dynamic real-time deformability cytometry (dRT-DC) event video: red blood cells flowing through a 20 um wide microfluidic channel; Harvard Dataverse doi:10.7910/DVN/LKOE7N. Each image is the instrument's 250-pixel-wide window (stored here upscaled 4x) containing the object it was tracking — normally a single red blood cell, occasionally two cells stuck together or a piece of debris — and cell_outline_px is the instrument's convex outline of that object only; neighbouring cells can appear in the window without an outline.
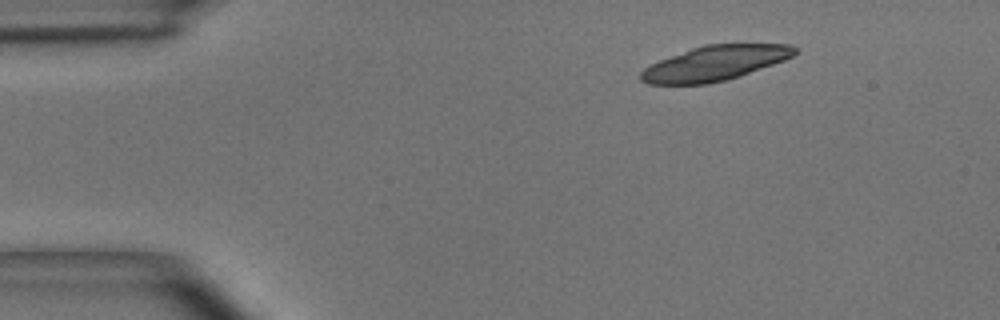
{"species": "common noctule bat (a hibernating species)", "species_latin": "Nyctalus noctula", "temperature_condition": "room temperature", "stored_images_in_passage": 4, "segment_of_instrument_passage": [1, 2], "camera_frame_rate_fps": 3000, "um_per_image_px": 0.085, "animal": {"sex": "male", "body_mass_g": 15.6}, "frame": {"image": 1, "passage_image": 1, "time_ms": 0.0, "image_size_px": [1000, 320], "cell_outline_px": [[796, 52], [792, 56], [784, 60], [740, 76], [708, 84], [648, 84], [640, 80], [640, 72], [644, 68], [660, 60], [692, 48], [704, 44], [792, 44], [796, 48]], "centroid_in_image_um": [60.75, 5.37], "position_along_channel_um": 24.2, "area_um2": 30.98}}